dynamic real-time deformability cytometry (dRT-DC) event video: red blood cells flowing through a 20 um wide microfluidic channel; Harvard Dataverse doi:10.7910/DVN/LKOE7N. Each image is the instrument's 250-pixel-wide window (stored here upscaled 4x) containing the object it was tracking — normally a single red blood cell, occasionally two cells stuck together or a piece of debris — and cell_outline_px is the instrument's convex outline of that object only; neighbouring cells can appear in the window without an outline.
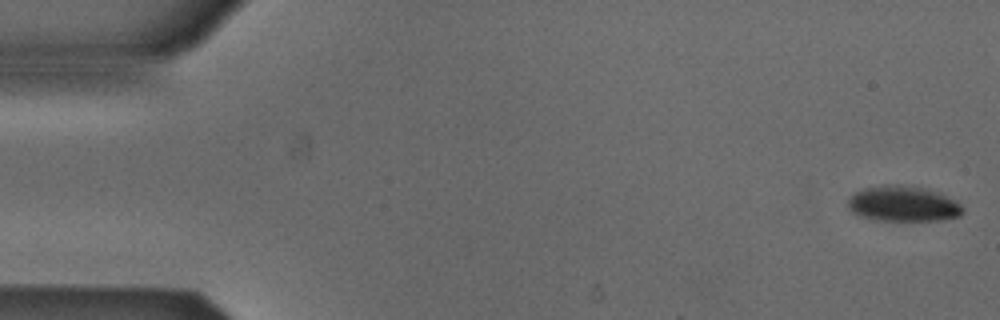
{"species": "Egyptian fruit bat (a non-hibernating species)", "species_latin": "Rousettus aegyptiacus", "temperature_condition": "cold", "stored_images_in_passage": 5, "camera_frame_rate_fps": 3000, "um_per_image_px": 0.085, "animal": {"sex": "male"}, "frame": {"image": 1, "passage_image": 1, "time_ms": 0.0, "image_size_px": [1000, 320], "cell_outline_px": [[964, 212], [960, 216], [940, 220], [880, 220], [860, 216], [852, 212], [848, 204], [848, 196], [864, 188], [884, 184], [900, 184], [920, 188], [944, 196], [960, 204], [964, 208]], "centroid_in_image_um": [76.72, 17.32], "position_along_channel_um": 8.3, "area_um2": 23.35}}
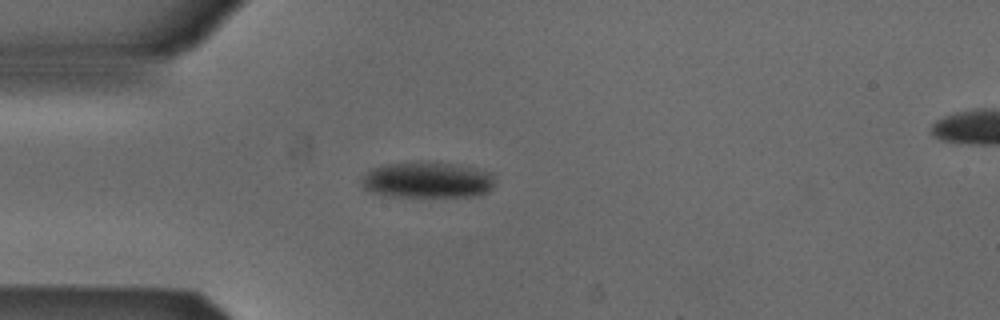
{"frame": {"image": 2, "passage_image": 4, "time_ms": 1.0, "image_size_px": [1000, 320], "cell_outline_px": [[496, 184], [488, 192], [480, 196], [388, 196], [372, 192], [364, 188], [360, 184], [360, 176], [364, 172], [380, 164], [456, 164], [496, 172]], "centroid_in_image_um": [36.37, 15.32], "position_along_channel_um": 48.6, "area_um2": 28.09}}